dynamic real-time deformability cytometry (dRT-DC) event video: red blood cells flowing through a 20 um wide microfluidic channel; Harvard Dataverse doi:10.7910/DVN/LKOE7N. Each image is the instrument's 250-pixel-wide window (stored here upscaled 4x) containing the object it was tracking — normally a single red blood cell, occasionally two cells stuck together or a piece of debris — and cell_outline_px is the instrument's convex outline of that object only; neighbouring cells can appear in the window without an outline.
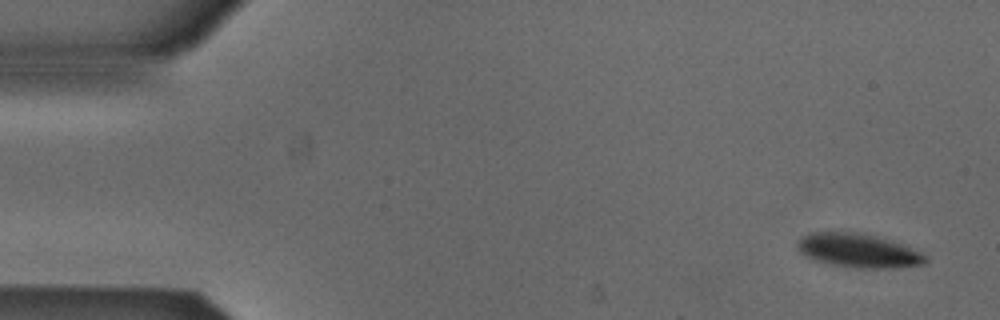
{"species": "Egyptian fruit bat (a non-hibernating species)", "species_latin": "Rousettus aegyptiacus", "temperature_condition": "cold", "stored_images_in_passage": 8, "camera_frame_rate_fps": 3000, "um_per_image_px": 0.085, "animal": {"sex": "male"}, "frame": {"image": 1, "passage_image": 1, "time_ms": 0.0, "image_size_px": [1000, 320], "cell_outline_px": [[928, 260], [924, 264], [892, 268], [856, 268], [832, 264], [812, 260], [804, 256], [796, 248], [796, 240], [800, 236], [808, 232], [864, 232], [892, 240], [904, 244], [924, 252]], "centroid_in_image_um": [72.94, 21.28], "position_along_channel_um": 12.1, "area_um2": 26.01}}
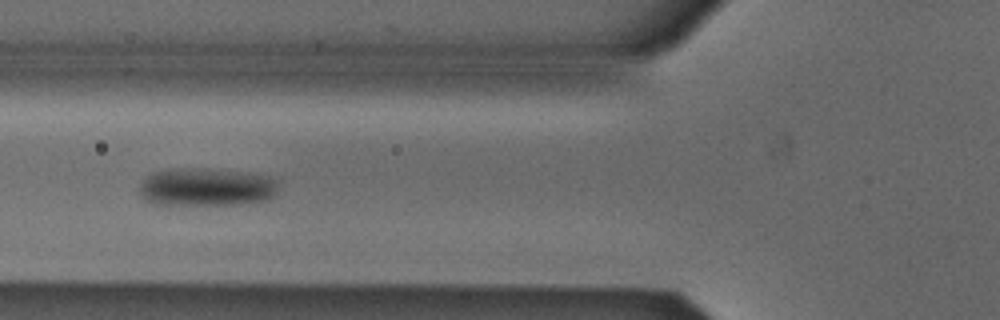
{"frame": {"image": 2, "passage_image": 5, "time_ms": 1.333, "image_size_px": [1000, 320], "cell_outline_px": [[276, 192], [268, 200], [240, 204], [152, 204], [144, 200], [140, 196], [140, 184], [148, 176], [156, 172], [176, 168], [204, 168], [240, 172], [268, 176], [276, 180]], "centroid_in_image_um": [17.51, 15.91], "position_along_channel_um": 108.3, "area_um2": 30.58}}
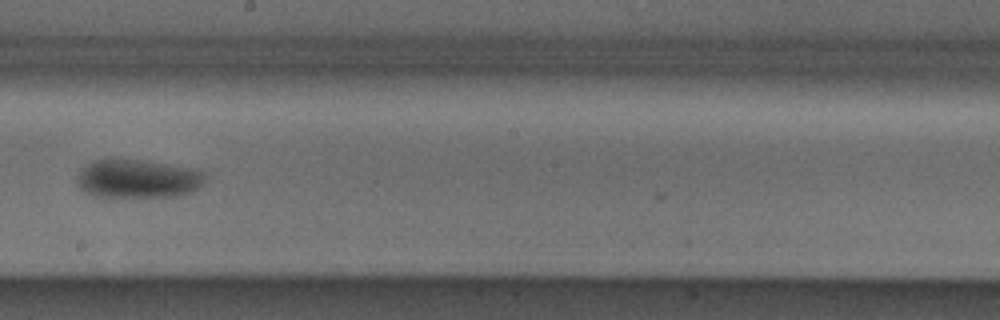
{"frame": {"image": 3, "passage_image": 8, "time_ms": 2.333, "image_size_px": [1000, 320], "cell_outline_px": [[204, 180], [192, 192], [176, 196], [92, 196], [84, 192], [76, 184], [76, 176], [80, 168], [96, 160], [112, 156], [144, 160], [188, 168], [204, 172]], "centroid_in_image_um": [11.59, 15.16], "position_along_channel_um": 236.6, "area_um2": 29.07}}